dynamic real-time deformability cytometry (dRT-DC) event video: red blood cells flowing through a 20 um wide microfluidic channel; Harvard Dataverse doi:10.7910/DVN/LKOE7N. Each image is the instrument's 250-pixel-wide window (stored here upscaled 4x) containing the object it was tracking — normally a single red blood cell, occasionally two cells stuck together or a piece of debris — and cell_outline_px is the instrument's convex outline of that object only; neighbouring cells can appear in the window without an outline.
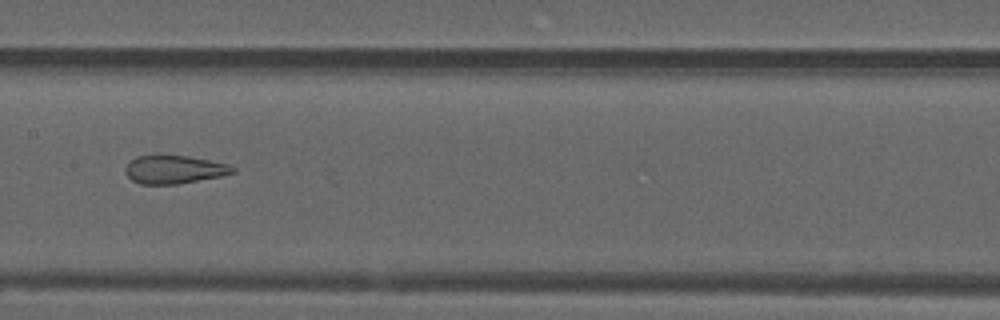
{"species": "common noctule bat (a hibernating species)", "species_latin": "Nyctalus noctula", "temperature_condition": "warm", "stored_images_in_passage": 32, "camera_frame_rate_fps": 3000, "um_per_image_px": 0.085, "animal": {"sex": "male", "forearm_length_mm": 52.5}, "frame": {"image": 1, "passage_image": 27, "time_ms": 8.667, "image_size_px": [1000, 320], "cell_outline_px": [[236, 172], [220, 176], [176, 184], [140, 184], [132, 180], [128, 176], [124, 168], [136, 156], [188, 156], [228, 164], [236, 168]], "centroid_in_image_um": [14.82, 14.41], "position_along_channel_um": 192.6, "area_um2": 17.34}}
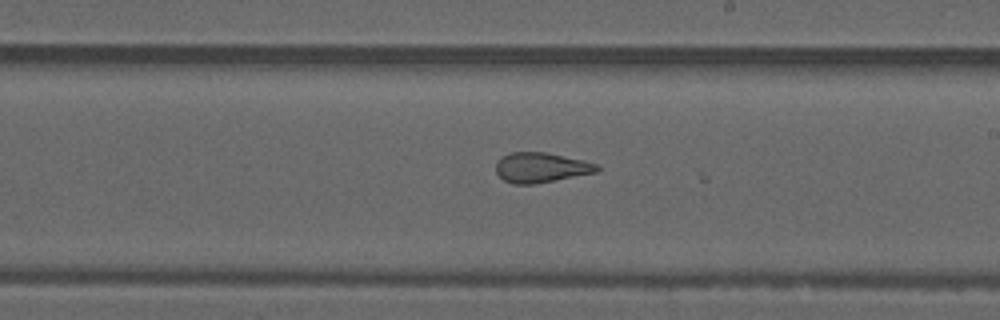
{"frame": {"image": 2, "passage_image": 31, "time_ms": 10.0, "image_size_px": [1000, 320], "cell_outline_px": [[600, 168], [596, 172], [532, 184], [512, 184], [504, 180], [496, 172], [496, 160], [500, 156], [512, 152], [544, 152], [600, 164]], "centroid_in_image_um": [45.94, 14.23], "position_along_channel_um": 243.1, "area_um2": 17.51}}